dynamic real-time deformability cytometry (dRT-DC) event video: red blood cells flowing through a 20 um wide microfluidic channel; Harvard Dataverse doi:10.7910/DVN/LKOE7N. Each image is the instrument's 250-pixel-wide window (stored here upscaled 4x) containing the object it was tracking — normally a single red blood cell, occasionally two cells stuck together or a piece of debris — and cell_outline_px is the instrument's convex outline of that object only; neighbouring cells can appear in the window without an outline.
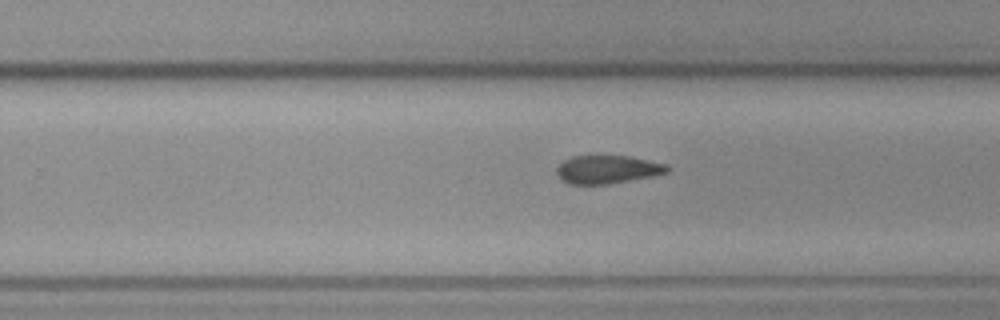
{"species": "common noctule bat (a hibernating species)", "species_latin": "Nyctalus noctula", "temperature_condition": "cold", "stored_images_in_passage": 10, "segment_of_instrument_passage": [2, 2], "camera_frame_rate_fps": 3000, "um_per_image_px": 0.085, "animal": {"sex": "female", "body_mass_g": 19.3, "forearm_length_mm": 54.1}, "frame": {"image": 1, "passage_image": 10, "time_ms": 12.0, "image_size_px": [1000, 320], "cell_outline_px": [[668, 172], [652, 176], [608, 184], [568, 184], [560, 180], [556, 172], [556, 168], [564, 160], [572, 156], [628, 156], [668, 164]], "centroid_in_image_um": [51.6, 14.41], "position_along_channel_um": 278.2, "area_um2": 18.15}}